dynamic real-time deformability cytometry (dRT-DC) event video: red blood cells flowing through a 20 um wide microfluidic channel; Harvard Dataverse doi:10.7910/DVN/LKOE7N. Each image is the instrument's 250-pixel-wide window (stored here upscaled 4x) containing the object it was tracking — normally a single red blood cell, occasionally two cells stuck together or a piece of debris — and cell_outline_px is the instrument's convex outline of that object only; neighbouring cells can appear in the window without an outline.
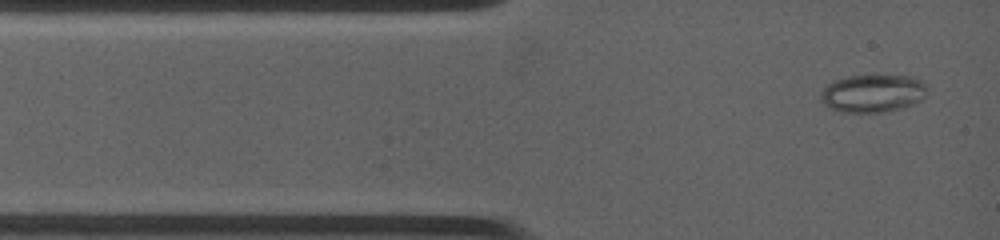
{"species": "common noctule bat (a hibernating species)", "species_latin": "Nyctalus noctula", "temperature_condition": "warm", "stored_images_in_passage": 2, "camera_frame_rate_fps": 4500, "um_per_image_px": 0.085, "animal": {"sex": "female", "body_mass_g": 19.0, "forearm_length_mm": 53.3}, "frame": {"image": 1, "passage_image": 2, "time_ms": 1.111, "image_size_px": [1000, 240], "cell_outline_px": [[924, 96], [920, 100], [912, 104], [880, 112], [844, 112], [832, 108], [824, 104], [820, 96], [824, 88], [828, 84], [836, 80], [848, 76], [908, 76], [924, 84]], "centroid_in_image_um": [74.12, 7.93], "position_along_channel_um": 10.9, "area_um2": 22.54}}